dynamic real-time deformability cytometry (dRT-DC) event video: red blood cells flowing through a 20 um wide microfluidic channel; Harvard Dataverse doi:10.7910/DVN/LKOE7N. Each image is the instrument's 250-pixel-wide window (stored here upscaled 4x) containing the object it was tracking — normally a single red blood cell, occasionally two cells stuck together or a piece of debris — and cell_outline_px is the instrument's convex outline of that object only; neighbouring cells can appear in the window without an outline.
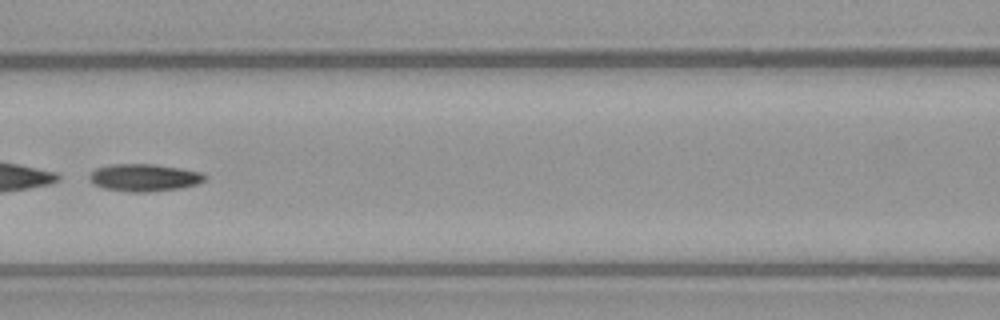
{"species": "common noctule bat (a hibernating species)", "species_latin": "Nyctalus noctula", "temperature_condition": "warm", "stored_images_in_passage": 50, "camera_frame_rate_fps": 3000, "um_per_image_px": 0.085, "animal": {"sex": "female", "body_mass_g": 21.9}, "frame": {"image": 1, "passage_image": 23, "time_ms": 7.333, "image_size_px": [1000, 320], "cell_outline_px": [[208, 176], [204, 180], [196, 184], [180, 188], [148, 192], [128, 192], [104, 188], [92, 184], [88, 180], [88, 176], [96, 168], [112, 164], [152, 164], [180, 168], [204, 172]], "centroid_in_image_um": [12.25, 15.1], "position_along_channel_um": 154.4, "area_um2": 18.55}}
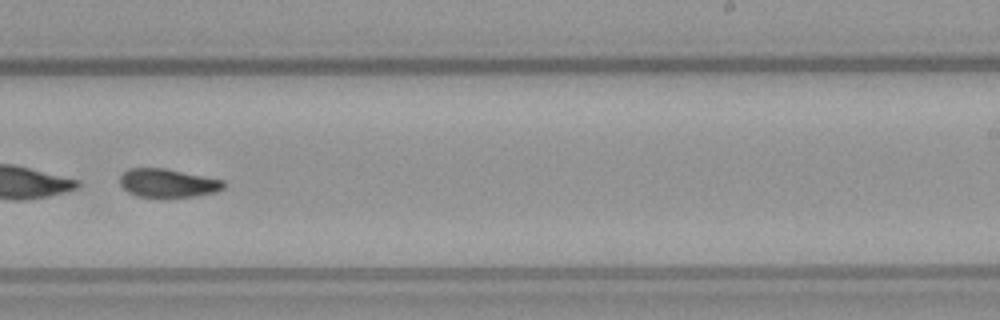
{"frame": {"image": 2, "passage_image": 32, "time_ms": 10.333, "image_size_px": [1000, 320], "cell_outline_px": [[224, 188], [216, 192], [196, 196], [160, 200], [136, 196], [128, 192], [120, 184], [120, 176], [128, 168], [164, 168], [224, 180]], "centroid_in_image_um": [14.24, 15.61], "position_along_channel_um": 274.8, "area_um2": 17.86}}
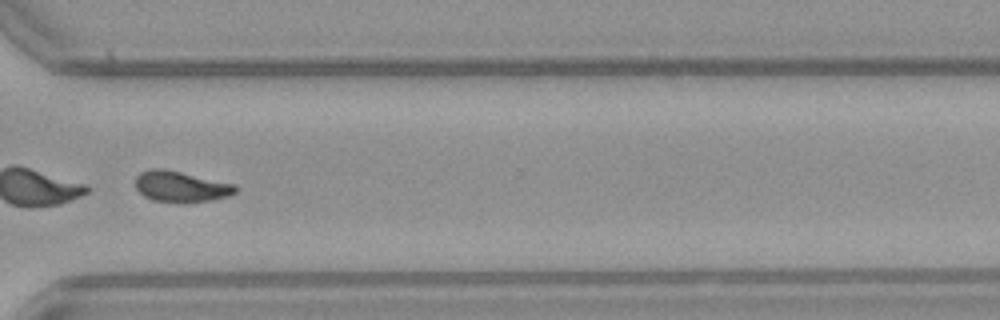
{"frame": {"image": 3, "passage_image": 38, "time_ms": 12.333, "image_size_px": [1000, 320], "cell_outline_px": [[236, 192], [228, 196], [212, 200], [184, 204], [152, 200], [144, 196], [136, 188], [136, 176], [140, 172], [148, 168], [164, 168], [236, 184]], "centroid_in_image_um": [15.37, 15.86], "position_along_channel_um": 355.2, "area_um2": 18.38}}